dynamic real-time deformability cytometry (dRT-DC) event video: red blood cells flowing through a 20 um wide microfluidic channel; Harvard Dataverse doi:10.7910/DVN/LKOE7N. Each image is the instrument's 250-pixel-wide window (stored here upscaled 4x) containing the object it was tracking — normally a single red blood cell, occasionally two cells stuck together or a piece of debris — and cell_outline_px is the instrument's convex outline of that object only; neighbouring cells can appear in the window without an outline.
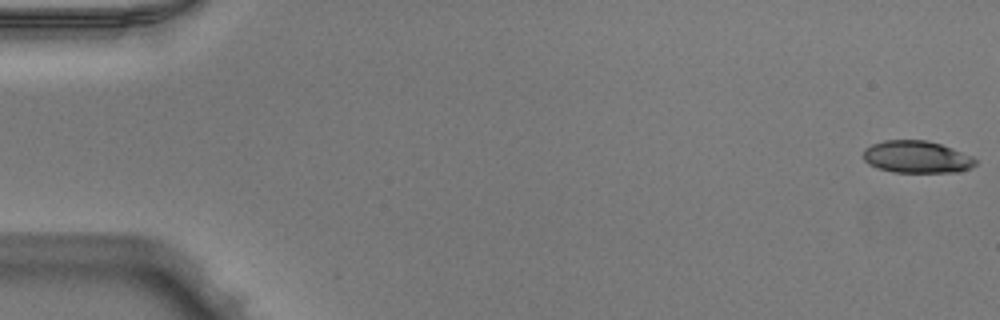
{"species": "Egyptian fruit bat (a non-hibernating species)", "species_latin": "Rousettus aegyptiacus", "temperature_condition": "warm", "stored_images_in_passage": 8, "camera_frame_rate_fps": 3000, "um_per_image_px": 0.085, "animal": {"sex": "male"}, "frame": {"image": 1, "passage_image": 1, "time_ms": 0.0, "image_size_px": [1000, 320], "cell_outline_px": [[976, 164], [972, 168], [960, 172], [892, 172], [868, 164], [864, 160], [864, 148], [872, 144], [884, 140], [928, 140], [952, 148], [972, 156], [976, 160]], "centroid_in_image_um": [77.94, 13.34], "position_along_channel_um": 7.1, "area_um2": 21.1}}